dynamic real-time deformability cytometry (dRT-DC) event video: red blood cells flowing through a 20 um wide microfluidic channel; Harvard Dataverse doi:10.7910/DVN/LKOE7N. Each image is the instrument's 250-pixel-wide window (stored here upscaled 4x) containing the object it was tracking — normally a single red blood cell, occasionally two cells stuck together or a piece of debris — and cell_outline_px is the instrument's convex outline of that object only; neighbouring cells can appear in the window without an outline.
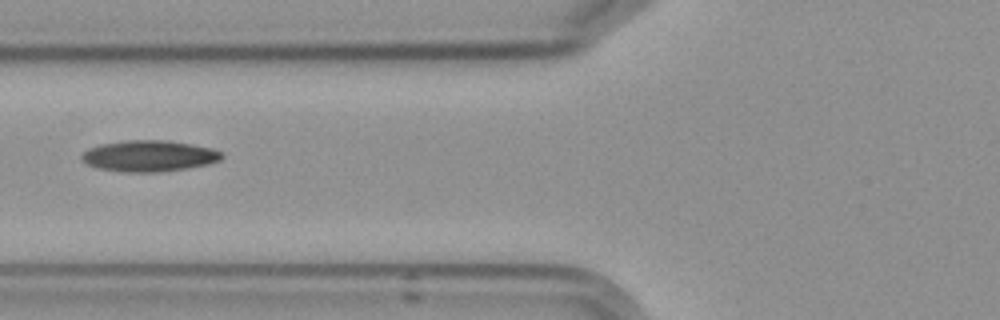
{"species": "Egyptian fruit bat (a non-hibernating species)", "species_latin": "Rousettus aegyptiacus", "temperature_condition": "cold", "stored_images_in_passage": 2, "camera_frame_rate_fps": 3000, "um_per_image_px": 0.085, "frame": {"image": 1, "passage_image": 2, "time_ms": 1.333, "image_size_px": [1000, 320], "cell_outline_px": [[224, 156], [220, 160], [208, 164], [188, 168], [156, 172], [128, 172], [100, 168], [88, 164], [80, 156], [88, 148], [100, 144], [124, 140], [168, 140], [192, 144], [212, 148], [220, 152]], "centroid_in_image_um": [12.69, 13.24], "position_along_channel_um": 113.1, "area_um2": 25.32}}